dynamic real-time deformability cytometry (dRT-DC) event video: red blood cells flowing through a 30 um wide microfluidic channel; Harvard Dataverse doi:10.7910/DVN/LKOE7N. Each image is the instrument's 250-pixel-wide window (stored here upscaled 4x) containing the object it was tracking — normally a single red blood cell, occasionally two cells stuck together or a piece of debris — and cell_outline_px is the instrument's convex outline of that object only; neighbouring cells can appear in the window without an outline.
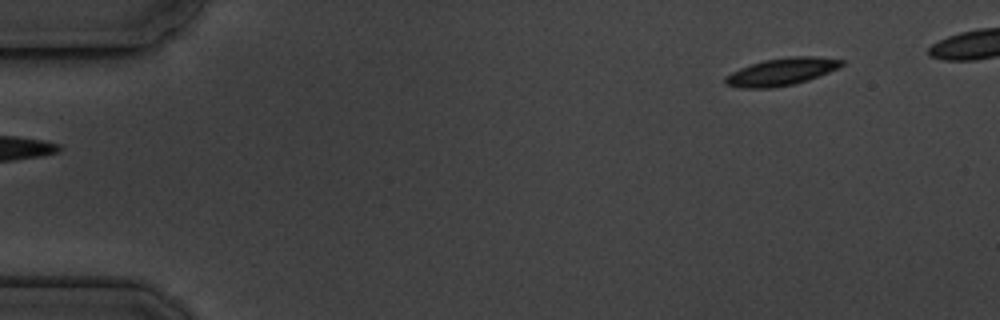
{"species": "common noctule bat (a hibernating species)", "species_latin": "Nyctalus noctula", "temperature_condition": "cold", "stored_images_in_passage": 5, "segment_of_instrument_passage": [2, 2], "camera_frame_rate_fps": 3000, "um_per_image_px": 0.085, "animal": {"sex": "male", "body_mass_g": 19.5, "forearm_length_mm": 54.6}, "frame": {"image": 1, "passage_image": 5, "time_ms": 6.0, "image_size_px": [1000, 320], "cell_outline_px": [[844, 64], [840, 68], [808, 80], [792, 84], [772, 88], [740, 88], [724, 84], [724, 76], [740, 68], [764, 60], [792, 56], [816, 56], [844, 60]], "centroid_in_image_um": [66.44, 6.1], "position_along_channel_um": 18.6, "area_um2": 18.61}}